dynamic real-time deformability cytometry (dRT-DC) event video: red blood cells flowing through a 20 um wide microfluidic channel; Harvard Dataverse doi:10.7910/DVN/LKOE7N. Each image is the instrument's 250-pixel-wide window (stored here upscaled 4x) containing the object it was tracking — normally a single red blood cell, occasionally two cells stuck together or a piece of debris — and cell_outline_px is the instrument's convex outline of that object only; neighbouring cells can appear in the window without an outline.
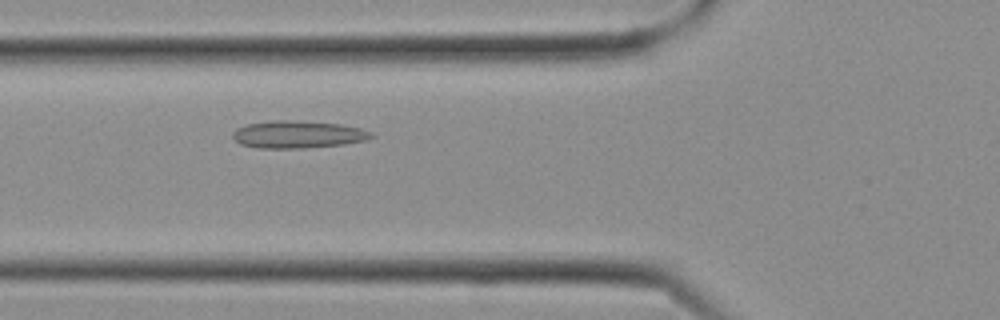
{"species": "Egyptian fruit bat (a non-hibernating species)", "species_latin": "Rousettus aegyptiacus", "temperature_condition": "cold", "stored_images_in_passage": 18, "camera_frame_rate_fps": 3000, "um_per_image_px": 0.085, "frame": {"image": 1, "passage_image": 3, "time_ms": 0.667, "image_size_px": [1000, 320], "cell_outline_px": [[376, 136], [368, 140], [344, 144], [304, 148], [256, 148], [240, 144], [232, 136], [232, 132], [236, 128], [248, 124], [272, 120], [292, 120], [340, 124], [360, 128], [372, 132]], "centroid_in_image_um": [25.33, 11.43], "position_along_channel_um": 100.5, "area_um2": 22.25}}
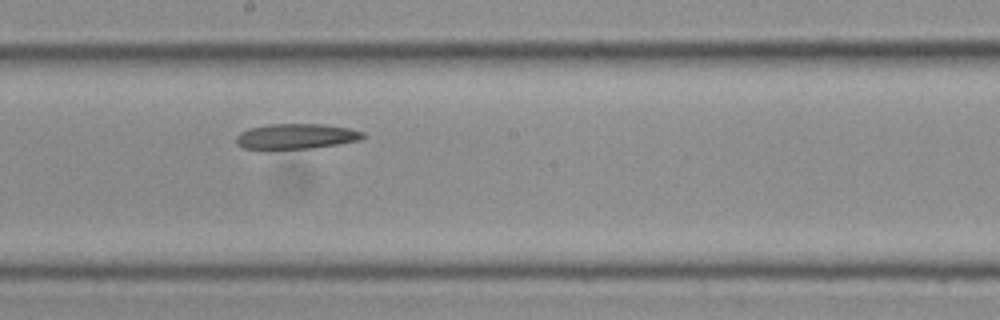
{"frame": {"image": 2, "passage_image": 8, "time_ms": 2.333, "image_size_px": [1000, 320], "cell_outline_px": [[368, 136], [364, 140], [312, 148], [244, 148], [236, 144], [236, 136], [240, 132], [248, 128], [268, 124], [320, 124], [348, 128], [364, 132]], "centroid_in_image_um": [25.23, 11.58], "position_along_channel_um": 223.0, "area_um2": 18.67}}
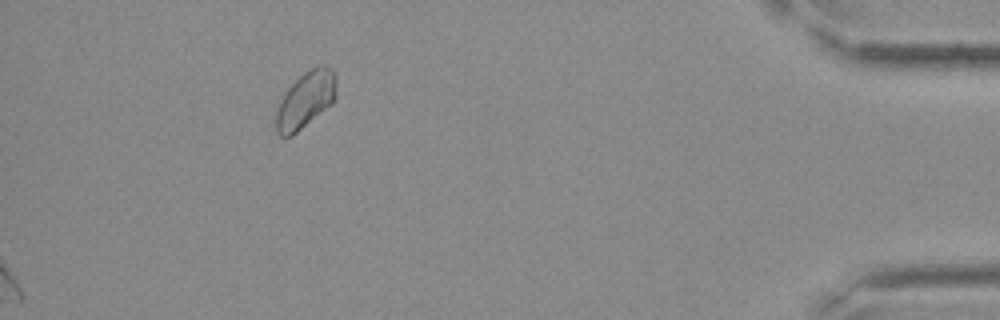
{"frame": {"image": 3, "passage_image": 18, "time_ms": 5.667, "image_size_px": [1000, 320], "cell_outline_px": [[336, 96], [332, 104], [292, 136], [280, 136], [276, 132], [276, 112], [280, 100], [284, 92], [304, 72], [320, 64], [324, 64], [332, 68], [336, 72]], "centroid_in_image_um": [26.0, 8.46], "position_along_channel_um": 409.2, "area_um2": 20.0}}